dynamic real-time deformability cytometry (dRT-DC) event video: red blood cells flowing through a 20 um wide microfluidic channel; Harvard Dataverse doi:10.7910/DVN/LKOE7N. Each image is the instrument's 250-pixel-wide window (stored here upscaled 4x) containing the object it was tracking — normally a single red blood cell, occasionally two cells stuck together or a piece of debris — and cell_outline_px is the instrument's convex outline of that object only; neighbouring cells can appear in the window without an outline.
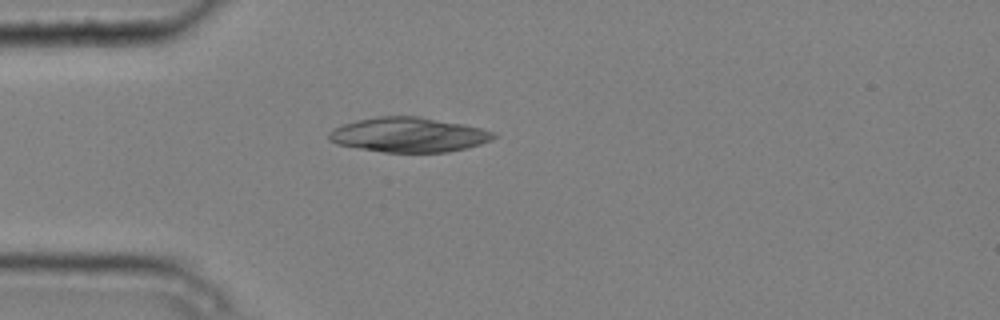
{"species": "common noctule bat (a hibernating species)", "species_latin": "Nyctalus noctula", "temperature_condition": "cold", "stored_images_in_passage": 4, "camera_frame_rate_fps": 3000, "um_per_image_px": 0.085, "animal": {"sex": "male", "body_mass_g": 20.4}, "frame": {"image": 1, "passage_image": 4, "time_ms": 1.0, "image_size_px": [1000, 320], "cell_outline_px": [[500, 136], [492, 140], [468, 148], [448, 152], [384, 152], [336, 144], [328, 140], [328, 132], [332, 128], [356, 120], [376, 116], [416, 116], [464, 124], [484, 128], [496, 132]], "centroid_in_image_um": [34.78, 11.45], "position_along_channel_um": 50.2, "area_um2": 33.64}}